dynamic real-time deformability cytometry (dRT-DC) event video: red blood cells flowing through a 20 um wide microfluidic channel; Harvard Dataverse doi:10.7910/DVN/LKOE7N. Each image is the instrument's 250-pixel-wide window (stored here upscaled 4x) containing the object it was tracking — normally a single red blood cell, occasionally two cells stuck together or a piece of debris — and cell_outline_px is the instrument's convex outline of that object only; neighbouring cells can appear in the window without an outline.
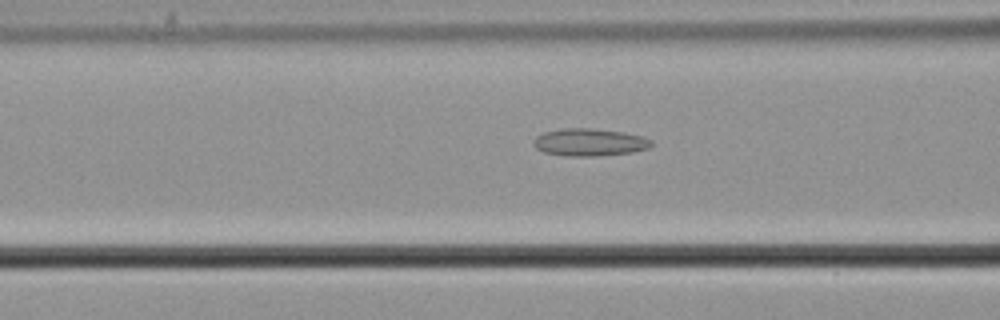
{"species": "common noctule bat (a hibernating species)", "species_latin": "Nyctalus noctula", "temperature_condition": "cold", "stored_images_in_passage": 56, "camera_frame_rate_fps": 3000, "um_per_image_px": 0.085, "animal": {"sex": "male", "body_mass_g": 21.5, "forearm_length_mm": 52.0}, "frame": {"image": 1, "passage_image": 23, "time_ms": 7.333, "image_size_px": [1000, 320], "cell_outline_px": [[652, 144], [648, 148], [632, 152], [596, 156], [568, 156], [544, 152], [536, 148], [532, 144], [532, 140], [536, 136], [544, 132], [564, 128], [592, 128], [620, 132], [640, 136], [652, 140]], "centroid_in_image_um": [50.06, 12.09], "position_along_channel_um": 116.5, "area_um2": 18.73}}
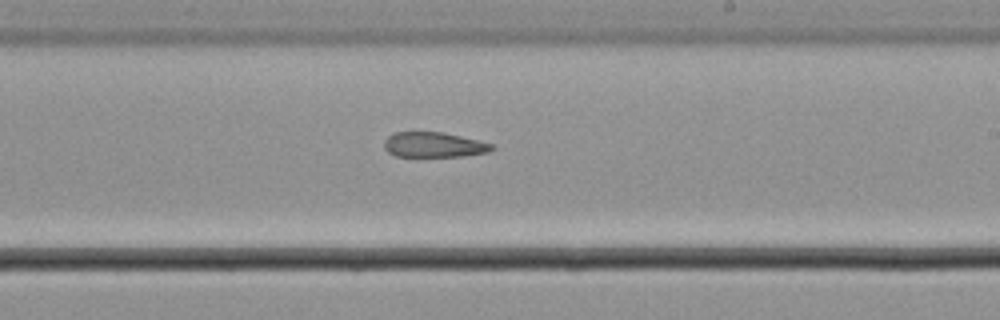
{"frame": {"image": 2, "passage_image": 34, "time_ms": 11.0, "image_size_px": [1000, 320], "cell_outline_px": [[496, 148], [492, 152], [464, 156], [396, 156], [388, 152], [384, 148], [384, 140], [388, 136], [396, 132], [444, 132], [492, 144]], "centroid_in_image_um": [36.9, 12.31], "position_along_channel_um": 252.1, "area_um2": 15.78}}
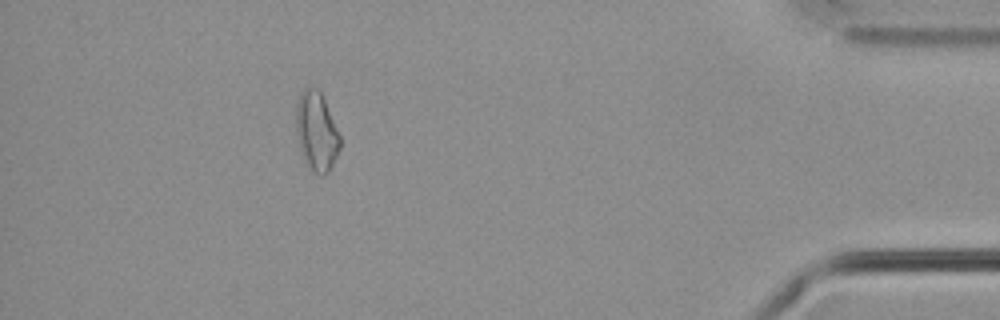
{"frame": {"image": 3, "passage_image": 51, "time_ms": 16.667, "image_size_px": [1000, 320], "cell_outline_px": [[340, 148], [328, 172], [324, 176], [320, 176], [308, 164], [300, 148], [296, 132], [296, 96], [308, 84], [316, 88], [320, 92], [324, 100], [340, 136]], "centroid_in_image_um": [26.88, 11.1], "position_along_channel_um": 408.3, "area_um2": 20.0}}